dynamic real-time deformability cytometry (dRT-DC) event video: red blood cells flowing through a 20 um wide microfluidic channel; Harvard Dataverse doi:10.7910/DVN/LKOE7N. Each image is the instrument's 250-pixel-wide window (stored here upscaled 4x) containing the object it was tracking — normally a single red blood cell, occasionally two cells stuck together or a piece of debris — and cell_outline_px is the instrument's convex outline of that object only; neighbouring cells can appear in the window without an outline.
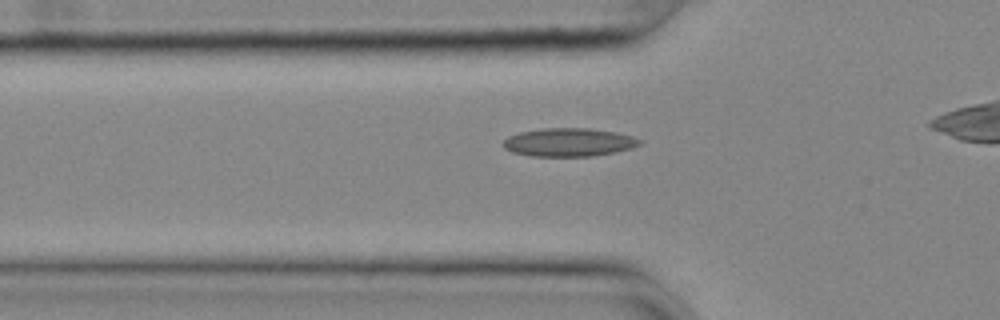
{"species": "common noctule bat (a hibernating species)", "species_latin": "Nyctalus noctula", "temperature_condition": "cold", "stored_images_in_passage": 40, "camera_frame_rate_fps": 3000, "um_per_image_px": 0.085, "animal": {"sex": "female", "body_mass_g": 25.1}, "frame": {"image": 1, "passage_image": 11, "time_ms": 3.333, "image_size_px": [1000, 320], "cell_outline_px": [[640, 144], [632, 148], [616, 152], [592, 156], [532, 156], [512, 152], [504, 148], [504, 140], [508, 136], [520, 132], [544, 128], [588, 128], [616, 132], [632, 136], [640, 140]], "centroid_in_image_um": [48.35, 12.09], "position_along_channel_um": 77.5, "area_um2": 22.43}}
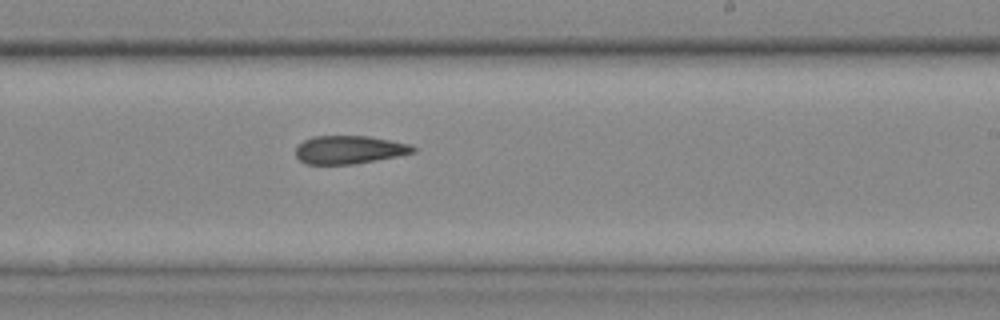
{"frame": {"image": 2, "passage_image": 26, "time_ms": 8.333, "image_size_px": [1000, 320], "cell_outline_px": [[416, 152], [376, 160], [352, 164], [308, 164], [300, 160], [296, 156], [296, 148], [304, 140], [312, 136], [368, 136], [408, 144], [416, 148]], "centroid_in_image_um": [29.66, 12.72], "position_along_channel_um": 259.3, "area_um2": 19.02}}
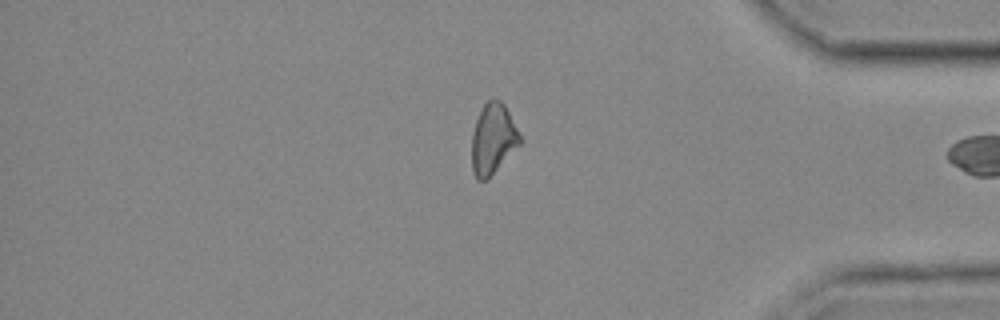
{"frame": {"image": 3, "passage_image": 39, "time_ms": 12.667, "image_size_px": [1000, 320], "cell_outline_px": [[520, 144], [484, 180], [476, 180], [472, 168], [472, 132], [476, 120], [484, 104], [488, 100], [500, 100], [504, 104], [520, 136]], "centroid_in_image_um": [41.87, 11.79], "position_along_channel_um": 393.3, "area_um2": 19.02}}